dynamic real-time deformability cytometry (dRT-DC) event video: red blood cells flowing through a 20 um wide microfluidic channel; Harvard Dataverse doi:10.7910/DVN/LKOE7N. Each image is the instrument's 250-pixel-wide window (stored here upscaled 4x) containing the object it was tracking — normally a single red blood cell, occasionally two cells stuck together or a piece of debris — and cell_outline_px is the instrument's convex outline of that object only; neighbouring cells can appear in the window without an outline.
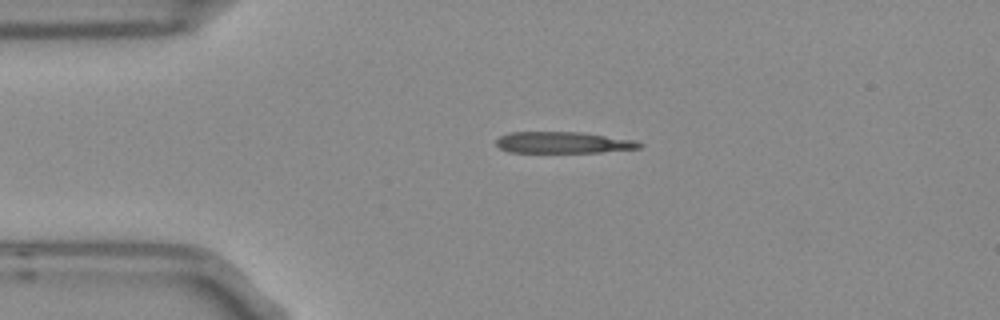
{"species": "Egyptian fruit bat (a non-hibernating species)", "species_latin": "Rousettus aegyptiacus", "temperature_condition": "room temperature", "stored_images_in_passage": 3, "camera_frame_rate_fps": 3000, "um_per_image_px": 0.085, "frame": {"image": 1, "passage_image": 1, "time_ms": 0.0, "image_size_px": [1000, 320], "cell_outline_px": [[644, 144], [640, 148], [600, 152], [508, 152], [500, 148], [496, 144], [496, 140], [500, 136], [508, 132], [580, 132], [636, 140]], "centroid_in_image_um": [47.87, 12.11], "position_along_channel_um": 37.1, "area_um2": 17.86}}
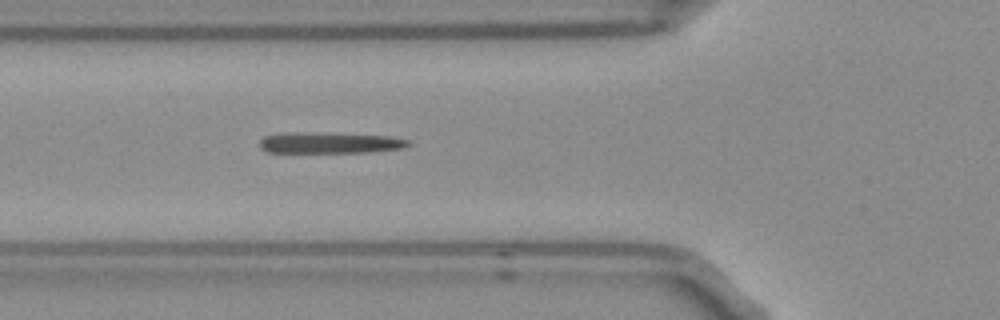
{"frame": {"image": 2, "passage_image": 3, "time_ms": 0.667, "image_size_px": [1000, 320], "cell_outline_px": [[412, 144], [400, 148], [368, 152], [268, 152], [260, 148], [260, 140], [264, 136], [284, 132], [296, 132], [388, 136], [408, 140]], "centroid_in_image_um": [27.96, 12.14], "position_along_channel_um": 97.8, "area_um2": 17.92}}